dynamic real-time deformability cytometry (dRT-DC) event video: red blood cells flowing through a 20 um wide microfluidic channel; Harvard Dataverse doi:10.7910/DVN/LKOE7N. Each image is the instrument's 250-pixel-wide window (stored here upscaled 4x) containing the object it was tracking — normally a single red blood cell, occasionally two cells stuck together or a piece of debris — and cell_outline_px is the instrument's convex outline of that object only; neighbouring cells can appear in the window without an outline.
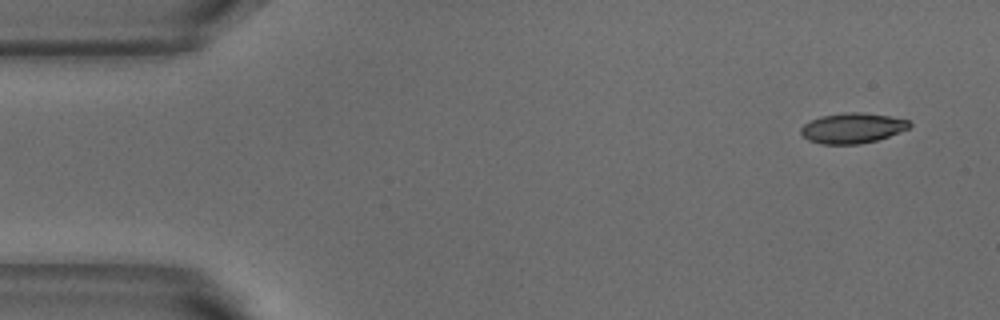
{"species": "common noctule bat (a hibernating species)", "species_latin": "Nyctalus noctula", "temperature_condition": "warm", "stored_images_in_passage": 5, "segment_of_instrument_passage": [1, 2], "camera_frame_rate_fps": 3000, "um_per_image_px": 0.085, "animal": {"sex": "male", "body_mass_g": 18.8}, "frame": {"image": 1, "passage_image": 1, "time_ms": 0.0, "image_size_px": [1000, 320], "cell_outline_px": [[912, 124], [908, 128], [900, 132], [876, 140], [860, 144], [820, 144], [808, 140], [800, 132], [800, 128], [804, 124], [820, 116], [844, 112], [860, 112], [888, 116], [908, 120]], "centroid_in_image_um": [72.43, 10.89], "position_along_channel_um": 12.6, "area_um2": 19.07}}
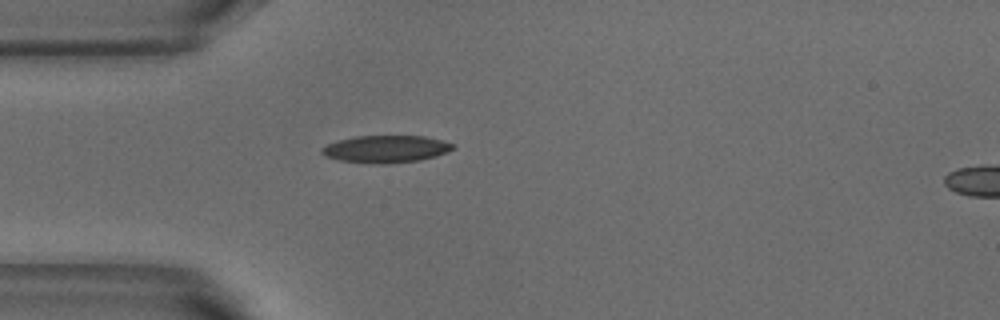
{"frame": {"image": 2, "passage_image": 4, "time_ms": 1.0, "image_size_px": [1000, 320], "cell_outline_px": [[456, 148], [436, 156], [420, 160], [384, 164], [380, 164], [340, 160], [324, 156], [320, 152], [320, 148], [328, 144], [340, 140], [356, 136], [424, 136], [456, 144]], "centroid_in_image_um": [32.82, 12.66], "position_along_channel_um": 52.2, "area_um2": 20.75}}